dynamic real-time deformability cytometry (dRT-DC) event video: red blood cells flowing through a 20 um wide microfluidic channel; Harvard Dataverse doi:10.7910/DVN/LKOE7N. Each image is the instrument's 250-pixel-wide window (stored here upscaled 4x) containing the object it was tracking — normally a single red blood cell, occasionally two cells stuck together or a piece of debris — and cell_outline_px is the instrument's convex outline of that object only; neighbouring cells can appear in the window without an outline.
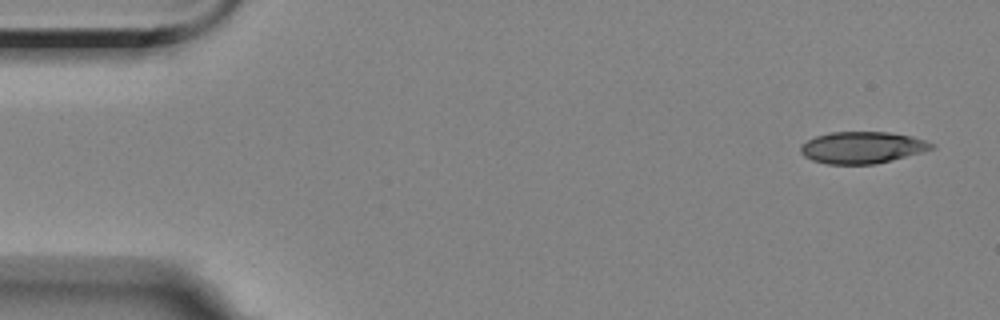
{"species": "Egyptian fruit bat (a non-hibernating species)", "species_latin": "Rousettus aegyptiacus", "temperature_condition": "room temperature", "stored_images_in_passage": 5, "camera_frame_rate_fps": 3000, "um_per_image_px": 0.085, "animal": {"sex": "female"}, "frame": {"image": 1, "passage_image": 1, "time_ms": 0.0, "image_size_px": [1000, 320], "cell_outline_px": [[936, 148], [924, 152], [876, 164], [828, 164], [812, 160], [804, 156], [800, 152], [800, 144], [816, 136], [828, 132], [888, 132], [912, 136], [924, 140], [932, 144]], "centroid_in_image_um": [73.28, 12.54], "position_along_channel_um": 11.7, "area_um2": 24.33}}